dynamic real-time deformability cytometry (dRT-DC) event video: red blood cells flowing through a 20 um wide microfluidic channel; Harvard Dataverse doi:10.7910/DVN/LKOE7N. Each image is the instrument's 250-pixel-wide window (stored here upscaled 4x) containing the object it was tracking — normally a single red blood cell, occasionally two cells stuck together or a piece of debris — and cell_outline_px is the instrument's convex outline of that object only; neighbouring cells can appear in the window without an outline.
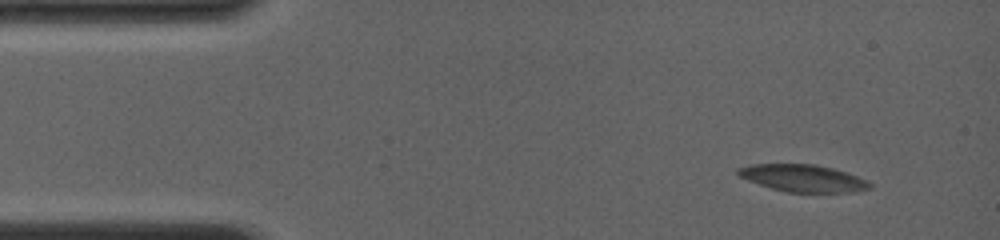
{"species": "common noctule bat (a hibernating species)", "species_latin": "Nyctalus noctula", "temperature_condition": "room temperature", "stored_images_in_passage": 67, "camera_frame_rate_fps": 4000, "um_per_image_px": 0.085, "animal": {"sex": "female", "body_mass_g": 19.0, "forearm_length_mm": 56.7}, "frame": {"image": 1, "passage_image": 1, "time_ms": 0.0, "image_size_px": [1000, 240], "cell_outline_px": [[872, 188], [856, 192], [788, 192], [772, 188], [748, 180], [740, 176], [736, 172], [736, 168], [752, 164], [816, 164], [848, 172], [872, 184]], "centroid_in_image_um": [68.27, 15.14], "position_along_channel_um": 16.7, "area_um2": 20.75}}
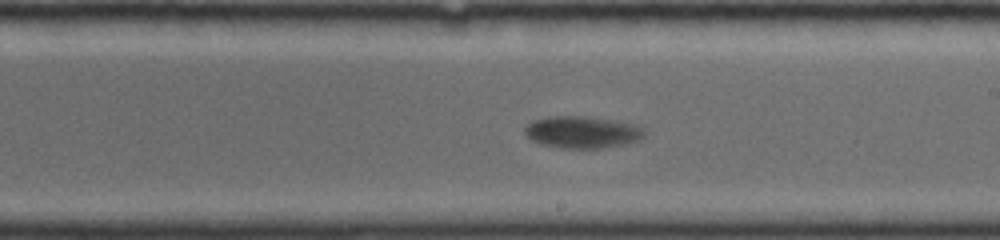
{"frame": {"image": 2, "passage_image": 37, "time_ms": 8.0, "image_size_px": [1000, 240], "cell_outline_px": [[644, 136], [640, 140], [628, 144], [600, 148], [560, 148], [540, 144], [532, 140], [524, 132], [524, 128], [532, 120], [548, 116], [584, 116], [636, 124], [644, 128]], "centroid_in_image_um": [49.5, 11.23], "position_along_channel_um": 239.5, "area_um2": 22.43}}
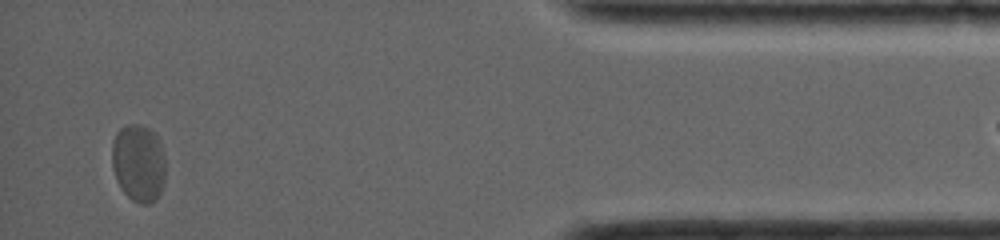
{"frame": {"image": 3, "passage_image": 64, "time_ms": 14.0, "image_size_px": [1000, 240], "cell_outline_px": [[164, 180], [160, 192], [156, 200], [148, 204], [140, 204], [132, 200], [120, 188], [116, 180], [112, 168], [112, 140], [116, 132], [120, 128], [128, 124], [140, 124], [148, 128], [160, 140], [164, 156]], "centroid_in_image_um": [11.75, 13.85], "position_along_channel_um": 423.4, "area_um2": 24.45}, "authors_computed_cell_mechanics": {"area_um2": 22.1952, "velocity_mm_per_s": 3.8494, "shape_relaxation_time_tau1_ms": 3.1528, "shape_relaxation_time_tau2_ms": null, "deformation_change_tau1": 0.1312, "deformation_change_tau2": null}}